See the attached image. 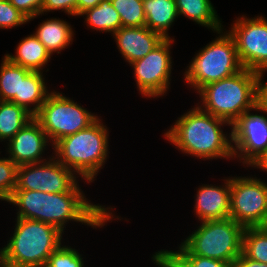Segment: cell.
<instances>
[{
  "instance_id": "6",
  "label": "cell",
  "mask_w": 267,
  "mask_h": 267,
  "mask_svg": "<svg viewBox=\"0 0 267 267\" xmlns=\"http://www.w3.org/2000/svg\"><path fill=\"white\" fill-rule=\"evenodd\" d=\"M223 29L216 32L219 34L218 37L192 57L183 73V80L195 92L209 83L228 78L243 69L234 39Z\"/></svg>"
},
{
  "instance_id": "15",
  "label": "cell",
  "mask_w": 267,
  "mask_h": 267,
  "mask_svg": "<svg viewBox=\"0 0 267 267\" xmlns=\"http://www.w3.org/2000/svg\"><path fill=\"white\" fill-rule=\"evenodd\" d=\"M223 181L221 186H199L194 201V214L200 222L230 217V176Z\"/></svg>"
},
{
  "instance_id": "31",
  "label": "cell",
  "mask_w": 267,
  "mask_h": 267,
  "mask_svg": "<svg viewBox=\"0 0 267 267\" xmlns=\"http://www.w3.org/2000/svg\"><path fill=\"white\" fill-rule=\"evenodd\" d=\"M10 3L20 11L28 21L41 15L43 0H9Z\"/></svg>"
},
{
  "instance_id": "32",
  "label": "cell",
  "mask_w": 267,
  "mask_h": 267,
  "mask_svg": "<svg viewBox=\"0 0 267 267\" xmlns=\"http://www.w3.org/2000/svg\"><path fill=\"white\" fill-rule=\"evenodd\" d=\"M64 11L69 16H77V0H43L42 14L53 11Z\"/></svg>"
},
{
  "instance_id": "29",
  "label": "cell",
  "mask_w": 267,
  "mask_h": 267,
  "mask_svg": "<svg viewBox=\"0 0 267 267\" xmlns=\"http://www.w3.org/2000/svg\"><path fill=\"white\" fill-rule=\"evenodd\" d=\"M69 245H60L49 257L47 267H84L82 254Z\"/></svg>"
},
{
  "instance_id": "14",
  "label": "cell",
  "mask_w": 267,
  "mask_h": 267,
  "mask_svg": "<svg viewBox=\"0 0 267 267\" xmlns=\"http://www.w3.org/2000/svg\"><path fill=\"white\" fill-rule=\"evenodd\" d=\"M49 142L40 123L33 118L6 142L7 154L17 166L40 163L49 159L43 158L45 150L51 145Z\"/></svg>"
},
{
  "instance_id": "34",
  "label": "cell",
  "mask_w": 267,
  "mask_h": 267,
  "mask_svg": "<svg viewBox=\"0 0 267 267\" xmlns=\"http://www.w3.org/2000/svg\"><path fill=\"white\" fill-rule=\"evenodd\" d=\"M233 267H267L266 263H260L249 259L243 252L233 262Z\"/></svg>"
},
{
  "instance_id": "18",
  "label": "cell",
  "mask_w": 267,
  "mask_h": 267,
  "mask_svg": "<svg viewBox=\"0 0 267 267\" xmlns=\"http://www.w3.org/2000/svg\"><path fill=\"white\" fill-rule=\"evenodd\" d=\"M35 35L51 54H60L73 42L74 31L70 23L59 17L44 20L38 25Z\"/></svg>"
},
{
  "instance_id": "25",
  "label": "cell",
  "mask_w": 267,
  "mask_h": 267,
  "mask_svg": "<svg viewBox=\"0 0 267 267\" xmlns=\"http://www.w3.org/2000/svg\"><path fill=\"white\" fill-rule=\"evenodd\" d=\"M242 252L249 259L267 264V226L244 229Z\"/></svg>"
},
{
  "instance_id": "20",
  "label": "cell",
  "mask_w": 267,
  "mask_h": 267,
  "mask_svg": "<svg viewBox=\"0 0 267 267\" xmlns=\"http://www.w3.org/2000/svg\"><path fill=\"white\" fill-rule=\"evenodd\" d=\"M178 16H183L208 27L214 33L223 27L216 9L210 0H175Z\"/></svg>"
},
{
  "instance_id": "35",
  "label": "cell",
  "mask_w": 267,
  "mask_h": 267,
  "mask_svg": "<svg viewBox=\"0 0 267 267\" xmlns=\"http://www.w3.org/2000/svg\"><path fill=\"white\" fill-rule=\"evenodd\" d=\"M102 0H77V16H81L86 10L95 7Z\"/></svg>"
},
{
  "instance_id": "22",
  "label": "cell",
  "mask_w": 267,
  "mask_h": 267,
  "mask_svg": "<svg viewBox=\"0 0 267 267\" xmlns=\"http://www.w3.org/2000/svg\"><path fill=\"white\" fill-rule=\"evenodd\" d=\"M0 64V101H10L20 106L21 79L31 71L12 63L7 57Z\"/></svg>"
},
{
  "instance_id": "21",
  "label": "cell",
  "mask_w": 267,
  "mask_h": 267,
  "mask_svg": "<svg viewBox=\"0 0 267 267\" xmlns=\"http://www.w3.org/2000/svg\"><path fill=\"white\" fill-rule=\"evenodd\" d=\"M43 72L30 71L21 79L20 106L35 116L48 95L52 92L46 86ZM32 106V107H31Z\"/></svg>"
},
{
  "instance_id": "16",
  "label": "cell",
  "mask_w": 267,
  "mask_h": 267,
  "mask_svg": "<svg viewBox=\"0 0 267 267\" xmlns=\"http://www.w3.org/2000/svg\"><path fill=\"white\" fill-rule=\"evenodd\" d=\"M118 51L131 64L145 57L164 38L148 27H121L113 35Z\"/></svg>"
},
{
  "instance_id": "30",
  "label": "cell",
  "mask_w": 267,
  "mask_h": 267,
  "mask_svg": "<svg viewBox=\"0 0 267 267\" xmlns=\"http://www.w3.org/2000/svg\"><path fill=\"white\" fill-rule=\"evenodd\" d=\"M28 22V19L9 0H0V29H12Z\"/></svg>"
},
{
  "instance_id": "2",
  "label": "cell",
  "mask_w": 267,
  "mask_h": 267,
  "mask_svg": "<svg viewBox=\"0 0 267 267\" xmlns=\"http://www.w3.org/2000/svg\"><path fill=\"white\" fill-rule=\"evenodd\" d=\"M225 125L231 126L195 105L178 117L163 136L182 153L195 159L233 160L232 134L223 131Z\"/></svg>"
},
{
  "instance_id": "9",
  "label": "cell",
  "mask_w": 267,
  "mask_h": 267,
  "mask_svg": "<svg viewBox=\"0 0 267 267\" xmlns=\"http://www.w3.org/2000/svg\"><path fill=\"white\" fill-rule=\"evenodd\" d=\"M230 218L244 228L267 226V183L258 177H230Z\"/></svg>"
},
{
  "instance_id": "13",
  "label": "cell",
  "mask_w": 267,
  "mask_h": 267,
  "mask_svg": "<svg viewBox=\"0 0 267 267\" xmlns=\"http://www.w3.org/2000/svg\"><path fill=\"white\" fill-rule=\"evenodd\" d=\"M78 177L51 155L46 161L18 166L15 190L52 194L70 192L79 184Z\"/></svg>"
},
{
  "instance_id": "10",
  "label": "cell",
  "mask_w": 267,
  "mask_h": 267,
  "mask_svg": "<svg viewBox=\"0 0 267 267\" xmlns=\"http://www.w3.org/2000/svg\"><path fill=\"white\" fill-rule=\"evenodd\" d=\"M246 111L230 127L233 157L246 167L252 166L267 152V105L261 102ZM259 111L261 112L260 114ZM264 113V114H263Z\"/></svg>"
},
{
  "instance_id": "24",
  "label": "cell",
  "mask_w": 267,
  "mask_h": 267,
  "mask_svg": "<svg viewBox=\"0 0 267 267\" xmlns=\"http://www.w3.org/2000/svg\"><path fill=\"white\" fill-rule=\"evenodd\" d=\"M34 116L24 107L10 101H0V141H9Z\"/></svg>"
},
{
  "instance_id": "28",
  "label": "cell",
  "mask_w": 267,
  "mask_h": 267,
  "mask_svg": "<svg viewBox=\"0 0 267 267\" xmlns=\"http://www.w3.org/2000/svg\"><path fill=\"white\" fill-rule=\"evenodd\" d=\"M18 166L9 157H0V200L9 201L17 185Z\"/></svg>"
},
{
  "instance_id": "11",
  "label": "cell",
  "mask_w": 267,
  "mask_h": 267,
  "mask_svg": "<svg viewBox=\"0 0 267 267\" xmlns=\"http://www.w3.org/2000/svg\"><path fill=\"white\" fill-rule=\"evenodd\" d=\"M228 33L235 41L242 67L258 72L264 79L267 72V18L242 15L235 19Z\"/></svg>"
},
{
  "instance_id": "19",
  "label": "cell",
  "mask_w": 267,
  "mask_h": 267,
  "mask_svg": "<svg viewBox=\"0 0 267 267\" xmlns=\"http://www.w3.org/2000/svg\"><path fill=\"white\" fill-rule=\"evenodd\" d=\"M145 26L159 33L164 39L171 38L169 29L178 18L175 0H143Z\"/></svg>"
},
{
  "instance_id": "5",
  "label": "cell",
  "mask_w": 267,
  "mask_h": 267,
  "mask_svg": "<svg viewBox=\"0 0 267 267\" xmlns=\"http://www.w3.org/2000/svg\"><path fill=\"white\" fill-rule=\"evenodd\" d=\"M98 118L88 128L60 139L52 154L66 168L72 169L86 184L95 181L109 157V129Z\"/></svg>"
},
{
  "instance_id": "12",
  "label": "cell",
  "mask_w": 267,
  "mask_h": 267,
  "mask_svg": "<svg viewBox=\"0 0 267 267\" xmlns=\"http://www.w3.org/2000/svg\"><path fill=\"white\" fill-rule=\"evenodd\" d=\"M175 39H164L145 57L129 64L134 71L137 90L143 97L160 98L169 89L172 73L171 46Z\"/></svg>"
},
{
  "instance_id": "36",
  "label": "cell",
  "mask_w": 267,
  "mask_h": 267,
  "mask_svg": "<svg viewBox=\"0 0 267 267\" xmlns=\"http://www.w3.org/2000/svg\"><path fill=\"white\" fill-rule=\"evenodd\" d=\"M252 168L260 169L261 171L267 172V152L257 160L252 166Z\"/></svg>"
},
{
  "instance_id": "7",
  "label": "cell",
  "mask_w": 267,
  "mask_h": 267,
  "mask_svg": "<svg viewBox=\"0 0 267 267\" xmlns=\"http://www.w3.org/2000/svg\"><path fill=\"white\" fill-rule=\"evenodd\" d=\"M244 229L230 217L203 221L181 243L193 255L233 263L242 253Z\"/></svg>"
},
{
  "instance_id": "3",
  "label": "cell",
  "mask_w": 267,
  "mask_h": 267,
  "mask_svg": "<svg viewBox=\"0 0 267 267\" xmlns=\"http://www.w3.org/2000/svg\"><path fill=\"white\" fill-rule=\"evenodd\" d=\"M262 80L258 72L243 68L228 78L203 86L196 92L201 100L196 105L232 125L261 102Z\"/></svg>"
},
{
  "instance_id": "23",
  "label": "cell",
  "mask_w": 267,
  "mask_h": 267,
  "mask_svg": "<svg viewBox=\"0 0 267 267\" xmlns=\"http://www.w3.org/2000/svg\"><path fill=\"white\" fill-rule=\"evenodd\" d=\"M85 23L88 28L93 31H101L102 33L114 34L122 27L119 13L115 10L110 0H102L98 5L83 12L81 16H85Z\"/></svg>"
},
{
  "instance_id": "27",
  "label": "cell",
  "mask_w": 267,
  "mask_h": 267,
  "mask_svg": "<svg viewBox=\"0 0 267 267\" xmlns=\"http://www.w3.org/2000/svg\"><path fill=\"white\" fill-rule=\"evenodd\" d=\"M177 251L168 250V252L183 267H233L232 262H223L216 259L193 255L182 243Z\"/></svg>"
},
{
  "instance_id": "4",
  "label": "cell",
  "mask_w": 267,
  "mask_h": 267,
  "mask_svg": "<svg viewBox=\"0 0 267 267\" xmlns=\"http://www.w3.org/2000/svg\"><path fill=\"white\" fill-rule=\"evenodd\" d=\"M14 233L0 249V267H39L63 243V232L53 225L15 219Z\"/></svg>"
},
{
  "instance_id": "37",
  "label": "cell",
  "mask_w": 267,
  "mask_h": 267,
  "mask_svg": "<svg viewBox=\"0 0 267 267\" xmlns=\"http://www.w3.org/2000/svg\"><path fill=\"white\" fill-rule=\"evenodd\" d=\"M262 101L267 105V81L262 80Z\"/></svg>"
},
{
  "instance_id": "33",
  "label": "cell",
  "mask_w": 267,
  "mask_h": 267,
  "mask_svg": "<svg viewBox=\"0 0 267 267\" xmlns=\"http://www.w3.org/2000/svg\"><path fill=\"white\" fill-rule=\"evenodd\" d=\"M152 262L158 267H183L168 250H160L152 255Z\"/></svg>"
},
{
  "instance_id": "1",
  "label": "cell",
  "mask_w": 267,
  "mask_h": 267,
  "mask_svg": "<svg viewBox=\"0 0 267 267\" xmlns=\"http://www.w3.org/2000/svg\"><path fill=\"white\" fill-rule=\"evenodd\" d=\"M79 186L78 184L70 192L56 194L14 190L8 202L17 206L16 218L41 221L55 226L63 233L69 221L97 229L115 218L121 220L119 216L113 214L111 209L114 208L111 206L105 208V205L91 203Z\"/></svg>"
},
{
  "instance_id": "17",
  "label": "cell",
  "mask_w": 267,
  "mask_h": 267,
  "mask_svg": "<svg viewBox=\"0 0 267 267\" xmlns=\"http://www.w3.org/2000/svg\"><path fill=\"white\" fill-rule=\"evenodd\" d=\"M15 51L16 55L7 53L5 57L12 63L31 71L44 72L43 69L52 57L34 33L22 38Z\"/></svg>"
},
{
  "instance_id": "26",
  "label": "cell",
  "mask_w": 267,
  "mask_h": 267,
  "mask_svg": "<svg viewBox=\"0 0 267 267\" xmlns=\"http://www.w3.org/2000/svg\"><path fill=\"white\" fill-rule=\"evenodd\" d=\"M119 13L122 27L145 26V11L143 0H110Z\"/></svg>"
},
{
  "instance_id": "8",
  "label": "cell",
  "mask_w": 267,
  "mask_h": 267,
  "mask_svg": "<svg viewBox=\"0 0 267 267\" xmlns=\"http://www.w3.org/2000/svg\"><path fill=\"white\" fill-rule=\"evenodd\" d=\"M34 118L54 146L60 139L88 128L99 117L83 106L53 90Z\"/></svg>"
}]
</instances>
